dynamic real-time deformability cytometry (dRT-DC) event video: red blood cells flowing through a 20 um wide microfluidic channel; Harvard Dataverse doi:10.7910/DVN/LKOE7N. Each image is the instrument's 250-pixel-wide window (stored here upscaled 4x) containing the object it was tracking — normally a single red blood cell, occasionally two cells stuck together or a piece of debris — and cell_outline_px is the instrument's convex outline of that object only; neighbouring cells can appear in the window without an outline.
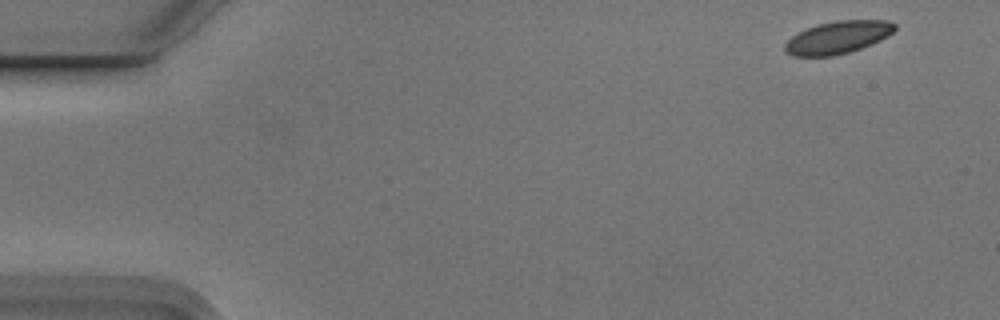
{"species": "Egyptian fruit bat (a non-hibernating species)", "species_latin": "Rousettus aegyptiacus", "temperature_condition": "cold", "stored_images_in_passage": 8, "camera_frame_rate_fps": 3000, "um_per_image_px": 0.085, "animal": {"sex": "male"}, "frame": {"image": 1, "passage_image": 1, "time_ms": 0.0, "image_size_px": [1000, 320], "cell_outline_px": [[896, 28], [888, 36], [872, 44], [848, 52], [832, 56], [792, 56], [784, 48], [784, 44], [792, 36], [816, 24], [836, 20], [888, 20], [896, 24]], "centroid_in_image_um": [71.23, 3.17], "position_along_channel_um": 13.8, "area_um2": 20.75}}
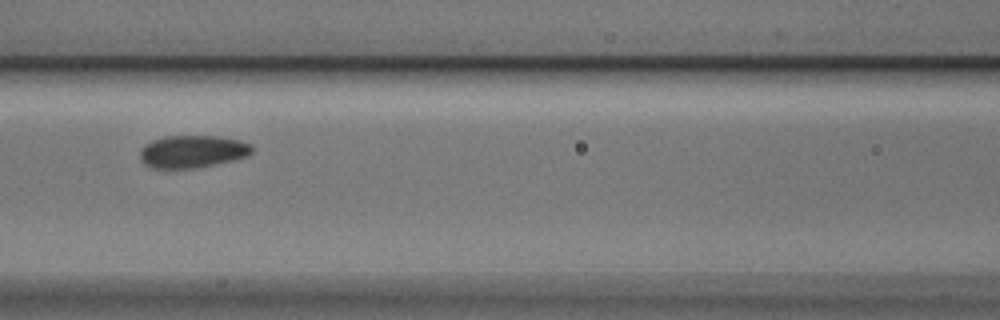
{"frame": {"image": 2, "passage_image": 7, "time_ms": 2.0, "image_size_px": [1000, 320], "cell_outline_px": [[252, 152], [248, 156], [236, 160], [196, 168], [152, 168], [144, 164], [140, 160], [140, 148], [144, 144], [152, 140], [164, 136], [220, 136], [240, 140], [252, 144]], "centroid_in_image_um": [16.36, 12.88], "position_along_channel_um": 150.2, "area_um2": 21.56}}
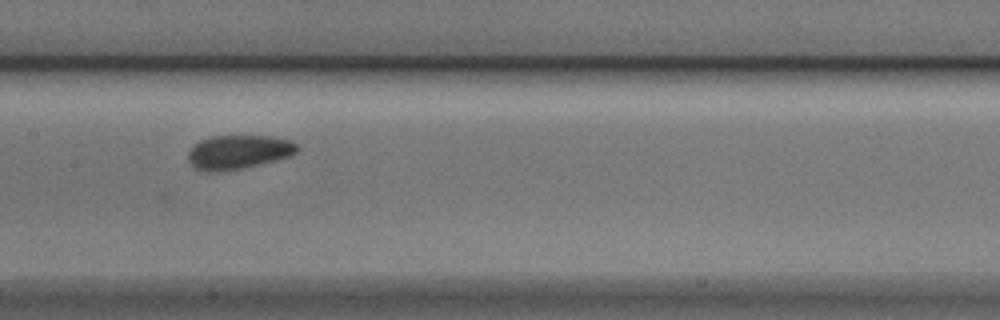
{"frame": {"image": 3, "passage_image": 8, "time_ms": 2.333, "image_size_px": [1000, 320], "cell_outline_px": [[300, 148], [292, 156], [260, 164], [240, 168], [216, 172], [204, 172], [196, 168], [188, 160], [188, 152], [200, 140], [212, 136], [268, 136], [292, 140]], "centroid_in_image_um": [20.29, 12.92], "position_along_channel_um": 187.1, "area_um2": 21.56}}